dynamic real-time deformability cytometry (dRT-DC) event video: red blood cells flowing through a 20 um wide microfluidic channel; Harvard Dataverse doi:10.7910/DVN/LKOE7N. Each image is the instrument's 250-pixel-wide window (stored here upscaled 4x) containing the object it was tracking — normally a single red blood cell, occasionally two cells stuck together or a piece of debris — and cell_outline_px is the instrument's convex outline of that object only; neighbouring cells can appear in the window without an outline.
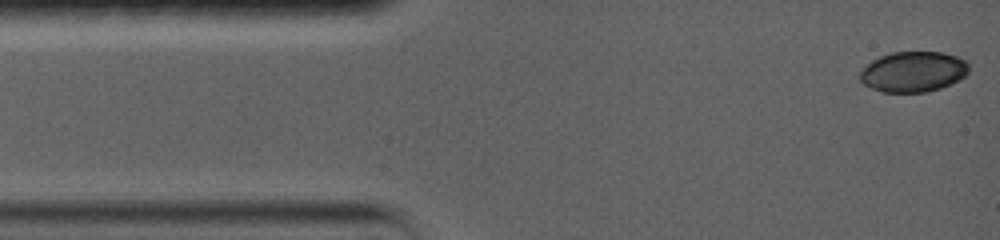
{"species": "common noctule bat (a hibernating species)", "species_latin": "Nyctalus noctula", "temperature_condition": "warm", "stored_images_in_passage": 15, "camera_frame_rate_fps": 5000, "um_per_image_px": 0.085, "animal": {"sex": "female", "body_mass_g": 19.0, "forearm_length_mm": 56.7}, "frame": {"image": 1, "passage_image": 1, "time_ms": 0.0, "image_size_px": [1000, 240], "cell_outline_px": [[968, 72], [960, 80], [940, 88], [928, 92], [884, 92], [872, 88], [864, 84], [856, 76], [872, 60], [880, 56], [892, 52], [944, 52], [956, 56], [964, 60], [968, 64]], "centroid_in_image_um": [77.62, 6.1], "position_along_channel_um": 7.4, "area_um2": 25.72}}
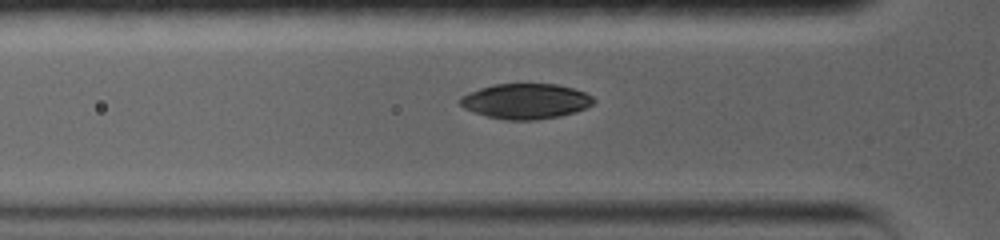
{"frame": {"image": 2, "passage_image": 9, "time_ms": 4.0, "image_size_px": [1000, 240], "cell_outline_px": [[596, 100], [592, 104], [576, 112], [560, 116], [536, 120], [504, 120], [488, 116], [464, 108], [460, 104], [460, 96], [468, 92], [492, 84], [556, 84], [572, 88], [584, 92], [592, 96]], "centroid_in_image_um": [44.68, 8.6], "position_along_channel_um": 81.1, "area_um2": 27.4}}
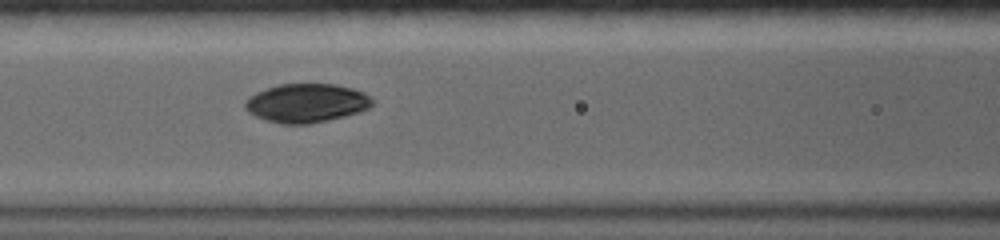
{"frame": {"image": 3, "passage_image": 13, "time_ms": 5.6, "image_size_px": [1000, 240], "cell_outline_px": [[376, 104], [360, 112], [328, 120], [308, 124], [284, 124], [268, 120], [256, 116], [248, 112], [244, 108], [244, 100], [248, 96], [256, 92], [280, 84], [336, 84], [352, 88], [364, 92]], "centroid_in_image_um": [26.05, 8.75], "position_along_channel_um": 140.6, "area_um2": 28.78}}